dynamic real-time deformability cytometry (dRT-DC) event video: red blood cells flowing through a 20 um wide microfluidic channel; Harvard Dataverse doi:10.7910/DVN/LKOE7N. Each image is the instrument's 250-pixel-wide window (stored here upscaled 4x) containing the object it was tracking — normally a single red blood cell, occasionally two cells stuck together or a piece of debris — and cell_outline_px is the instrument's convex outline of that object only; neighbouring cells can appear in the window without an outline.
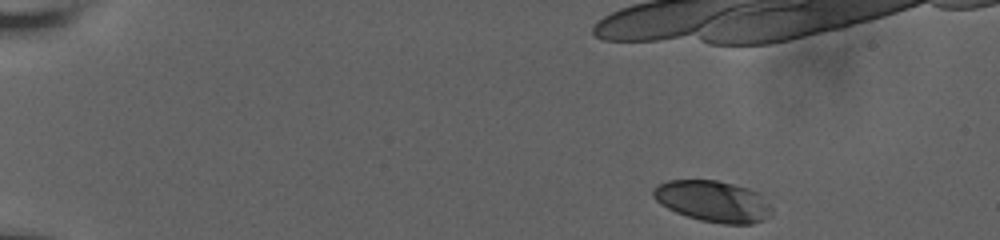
{"species": "human", "species_latin": "Homo sapiens", "temperature_condition": "room temperature", "stored_images_in_passage": 35, "camera_frame_rate_fps": 3000, "um_per_image_px": 0.085, "donor": {"sex": "male"}, "frame": {"image": 1, "passage_image": 1, "time_ms": 0.0, "image_size_px": [1000, 240], "cell_outline_px": [[772, 212], [764, 220], [752, 224], [724, 224], [700, 220], [676, 212], [660, 204], [652, 196], [652, 188], [668, 180], [716, 180], [748, 188], [760, 192], [772, 208]], "centroid_in_image_um": [60.62, 17.11], "position_along_channel_um": 24.4, "area_um2": 28.55}}